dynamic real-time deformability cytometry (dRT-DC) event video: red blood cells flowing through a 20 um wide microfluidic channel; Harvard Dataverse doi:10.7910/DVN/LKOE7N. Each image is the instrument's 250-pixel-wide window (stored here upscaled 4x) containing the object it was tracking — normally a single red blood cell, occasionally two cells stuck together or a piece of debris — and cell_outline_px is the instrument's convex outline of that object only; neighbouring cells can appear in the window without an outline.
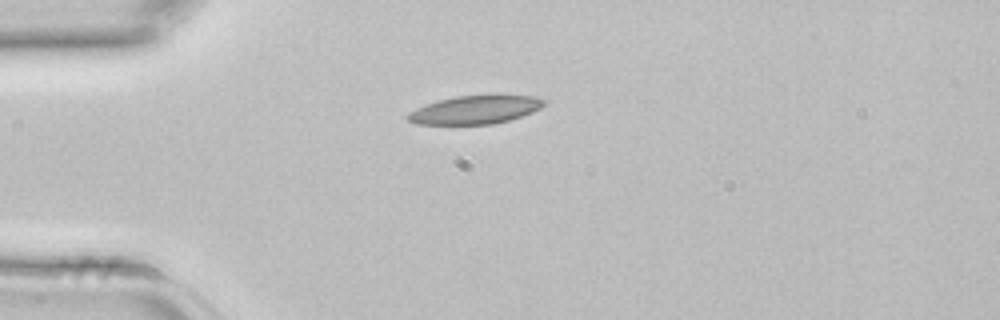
{"species": "common noctule bat (a hibernating species)", "species_latin": "Nyctalus noctula", "temperature_condition": "room temperature", "stored_images_in_passage": 3, "camera_frame_rate_fps": 3000, "um_per_image_px": 0.085, "animal": {"sex": "female", "body_mass_g": 22.7, "forearm_length_mm": 54.2}, "frame": {"image": 1, "passage_image": 3, "time_ms": 0.667, "image_size_px": [1000, 320], "cell_outline_px": [[548, 100], [540, 108], [532, 112], [508, 120], [492, 124], [416, 124], [408, 120], [408, 112], [416, 108], [440, 100], [456, 96], [500, 92], [536, 96]], "centroid_in_image_um": [40.49, 9.27], "position_along_channel_um": 44.5, "area_um2": 23.18}}